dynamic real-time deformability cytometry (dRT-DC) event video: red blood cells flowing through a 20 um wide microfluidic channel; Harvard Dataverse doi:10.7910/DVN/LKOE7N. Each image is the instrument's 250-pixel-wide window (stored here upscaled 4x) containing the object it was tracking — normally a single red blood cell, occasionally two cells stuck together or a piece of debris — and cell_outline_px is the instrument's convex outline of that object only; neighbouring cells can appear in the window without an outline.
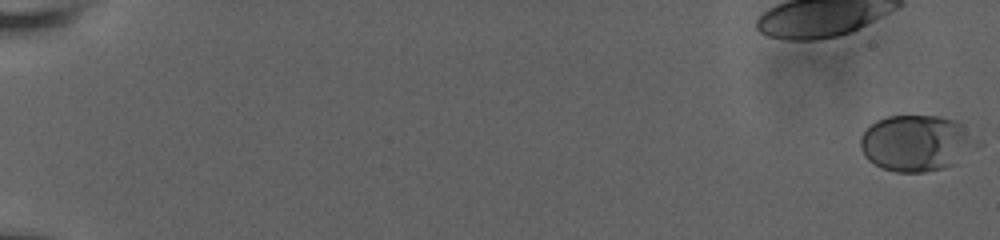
{"species": "human", "species_latin": "Homo sapiens", "temperature_condition": "room temperature", "stored_images_in_passage": 31, "camera_frame_rate_fps": 3000, "um_per_image_px": 0.085, "donor": {"sex": "male"}, "frame": {"image": 1, "passage_image": 1, "time_ms": 0.0, "image_size_px": [1000, 240], "cell_outline_px": [[984, 144], [956, 164], [944, 168], [924, 172], [896, 172], [884, 168], [868, 160], [864, 156], [860, 148], [860, 136], [876, 120], [888, 116], [940, 116], [956, 120], [980, 140]], "centroid_in_image_um": [77.97, 12.17], "position_along_channel_um": 7.0, "area_um2": 38.67}}
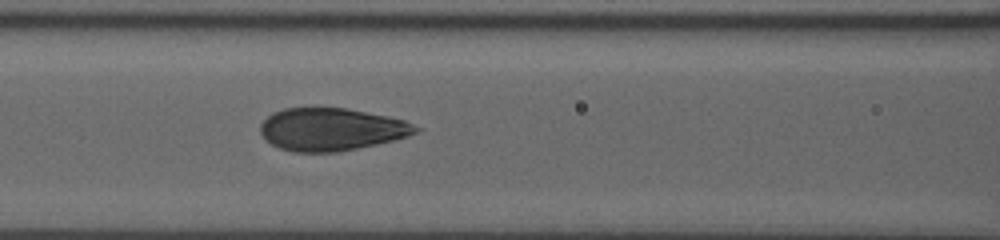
{"frame": {"image": 2, "passage_image": 24, "time_ms": 10.0, "image_size_px": [1000, 240], "cell_outline_px": [[420, 132], [408, 136], [376, 144], [336, 152], [292, 152], [280, 148], [272, 144], [260, 132], [260, 124], [272, 112], [284, 108], [312, 104], [316, 104], [348, 108], [388, 116], [404, 120], [420, 128]], "centroid_in_image_um": [28.13, 10.94], "position_along_channel_um": 138.5, "area_um2": 39.42}}
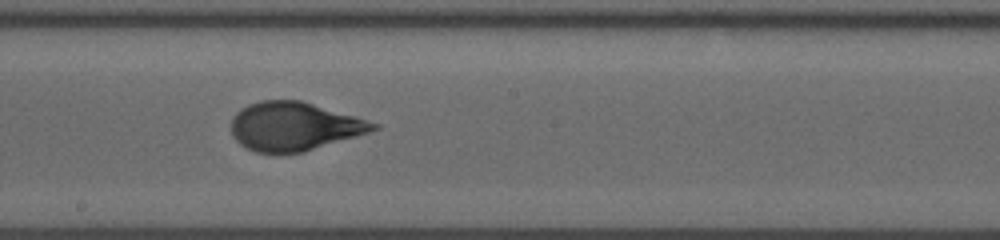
{"frame": {"image": 3, "passage_image": 29, "time_ms": 12.333, "image_size_px": [1000, 240], "cell_outline_px": [[380, 128], [368, 132], [304, 152], [256, 152], [240, 144], [232, 136], [232, 116], [240, 108], [248, 104], [260, 100], [300, 100], [356, 116], [380, 124]], "centroid_in_image_um": [24.99, 10.72], "position_along_channel_um": 223.2, "area_um2": 40.0}}